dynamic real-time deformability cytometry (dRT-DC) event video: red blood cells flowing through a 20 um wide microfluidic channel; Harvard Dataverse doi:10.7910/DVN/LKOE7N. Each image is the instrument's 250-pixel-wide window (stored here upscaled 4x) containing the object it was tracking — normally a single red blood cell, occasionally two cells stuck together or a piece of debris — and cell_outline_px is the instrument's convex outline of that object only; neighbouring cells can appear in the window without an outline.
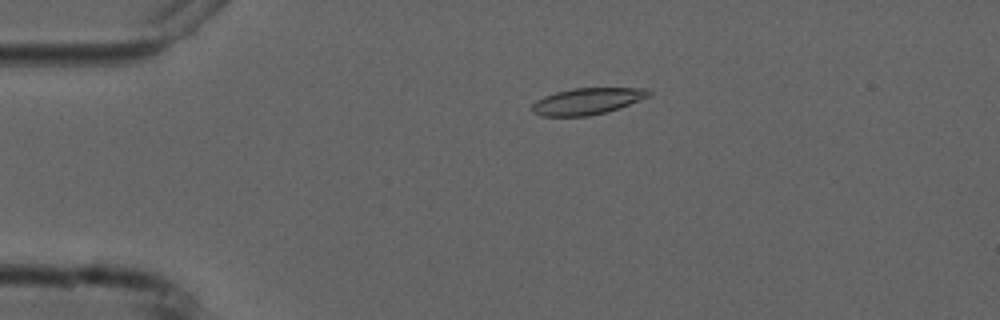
{"species": "common noctule bat (a hibernating species)", "species_latin": "Nyctalus noctula", "temperature_condition": "cold", "stored_images_in_passage": 3, "camera_frame_rate_fps": 3000, "um_per_image_px": 0.085, "animal": {"sex": "male", "forearm_length_mm": 52.5}, "frame": {"image": 1, "passage_image": 2, "time_ms": 1.0, "image_size_px": [1000, 320], "cell_outline_px": [[652, 96], [604, 112], [588, 116], [540, 116], [532, 112], [532, 104], [536, 100], [544, 96], [556, 92], [572, 88], [644, 88], [652, 92]], "centroid_in_image_um": [49.89, 8.59], "position_along_channel_um": 35.1, "area_um2": 17.92}}